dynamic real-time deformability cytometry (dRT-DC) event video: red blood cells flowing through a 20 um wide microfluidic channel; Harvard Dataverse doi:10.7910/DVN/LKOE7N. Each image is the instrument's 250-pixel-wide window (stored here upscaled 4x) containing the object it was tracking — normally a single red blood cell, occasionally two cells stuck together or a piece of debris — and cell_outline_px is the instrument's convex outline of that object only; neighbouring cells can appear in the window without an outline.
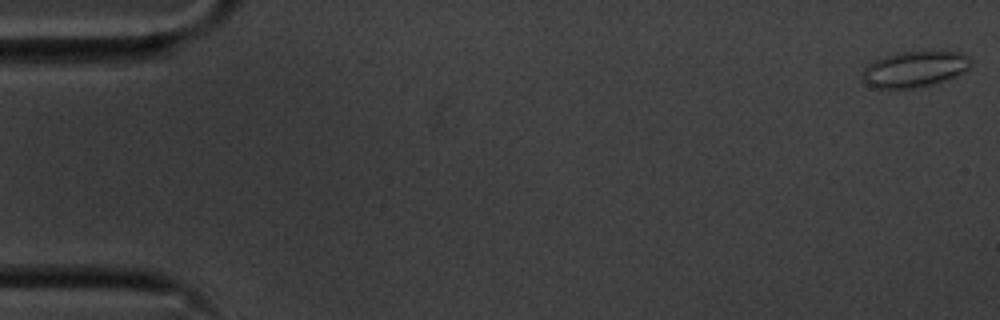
{"species": "common noctule bat (a hibernating species)", "species_latin": "Nyctalus noctula", "temperature_condition": "cold", "stored_images_in_passage": 8, "camera_frame_rate_fps": 3000, "um_per_image_px": 0.085, "animal": {"sex": "male", "body_mass_g": 20.1, "forearm_length_mm": 53.5}, "frame": {"image": 1, "passage_image": 1, "time_ms": 0.0, "image_size_px": [1000, 320], "cell_outline_px": [[972, 64], [968, 68], [944, 80], [912, 88], [876, 88], [868, 84], [864, 80], [864, 68], [872, 60], [896, 52], [956, 52], [968, 56]], "centroid_in_image_um": [77.69, 5.86], "position_along_channel_um": 7.3, "area_um2": 22.02}}